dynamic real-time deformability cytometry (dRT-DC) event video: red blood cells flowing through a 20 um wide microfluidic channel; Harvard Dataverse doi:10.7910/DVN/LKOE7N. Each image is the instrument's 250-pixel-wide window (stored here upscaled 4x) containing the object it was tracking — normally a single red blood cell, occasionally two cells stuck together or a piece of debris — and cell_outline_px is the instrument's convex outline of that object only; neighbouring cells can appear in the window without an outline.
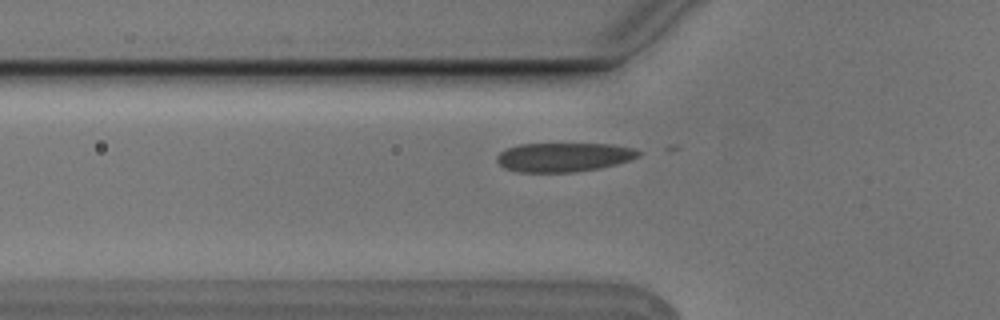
{"species": "Egyptian fruit bat (a non-hibernating species)", "species_latin": "Rousettus aegyptiacus", "temperature_condition": "cold", "stored_images_in_passage": 4, "camera_frame_rate_fps": 3000, "um_per_image_px": 0.085, "animal": {"sex": "male"}, "frame": {"image": 1, "passage_image": 3, "time_ms": 0.667, "image_size_px": [1000, 320], "cell_outline_px": [[644, 152], [640, 156], [632, 160], [600, 168], [576, 172], [520, 172], [504, 168], [496, 160], [496, 156], [500, 152], [508, 148], [520, 144], [612, 144], [632, 148]], "centroid_in_image_um": [47.96, 13.36], "position_along_channel_um": 77.8, "area_um2": 24.1}}